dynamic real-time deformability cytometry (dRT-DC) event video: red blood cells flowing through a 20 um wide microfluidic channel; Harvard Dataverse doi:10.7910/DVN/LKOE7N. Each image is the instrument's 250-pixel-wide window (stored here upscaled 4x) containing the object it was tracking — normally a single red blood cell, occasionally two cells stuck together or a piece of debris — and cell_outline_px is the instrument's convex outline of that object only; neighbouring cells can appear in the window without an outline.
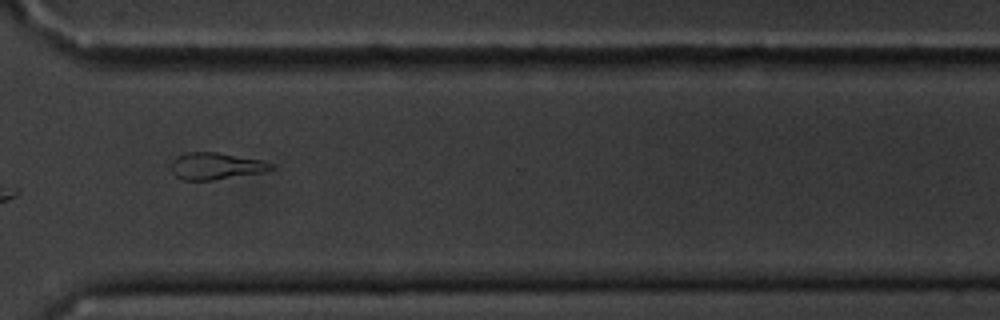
{"species": "common noctule bat (a hibernating species)", "species_latin": "Nyctalus noctula", "temperature_condition": "cold", "stored_images_in_passage": 15, "camera_frame_rate_fps": 3000, "um_per_image_px": 0.085, "animal": {"sex": "male", "body_mass_g": 20.1, "forearm_length_mm": 53.5}, "frame": {"image": 1, "passage_image": 11, "time_ms": 12.667, "image_size_px": [1000, 320], "cell_outline_px": [[276, 168], [260, 172], [212, 180], [180, 180], [172, 172], [172, 160], [176, 156], [184, 152], [220, 152], [260, 160], [272, 164]], "centroid_in_image_um": [18.29, 14.1], "position_along_channel_um": 352.3, "area_um2": 15.55}}
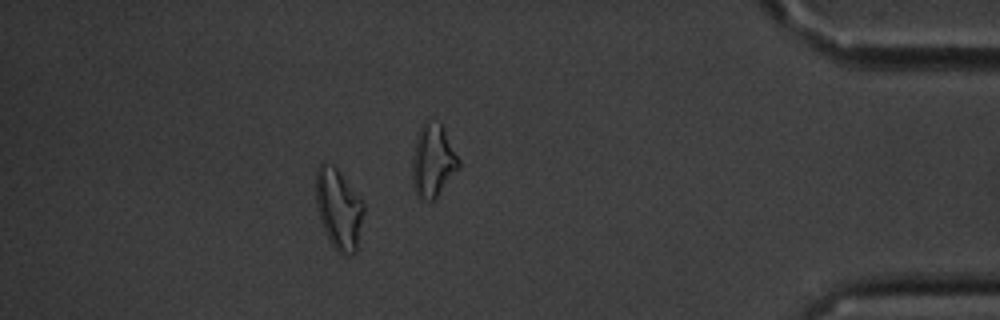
{"frame": {"image": 2, "passage_image": 13, "time_ms": 15.0, "image_size_px": [1000, 320], "cell_outline_px": [[364, 212], [356, 252], [348, 256], [340, 256], [332, 244], [324, 228], [316, 204], [316, 172], [320, 164], [324, 160], [336, 168], [340, 172], [364, 204]], "centroid_in_image_um": [28.8, 17.78], "position_along_channel_um": 406.4, "area_um2": 22.2}, "authors_computed_cell_mechanics": {"area_um2": 17.051, "velocity_mm_per_s": 3.4141, "shape_relaxation_time_tau1_ms": 10.7878, "shape_relaxation_time_tau2_ms": null, "deformation_change_tau1": 0.2093, "deformation_change_tau2": null}}